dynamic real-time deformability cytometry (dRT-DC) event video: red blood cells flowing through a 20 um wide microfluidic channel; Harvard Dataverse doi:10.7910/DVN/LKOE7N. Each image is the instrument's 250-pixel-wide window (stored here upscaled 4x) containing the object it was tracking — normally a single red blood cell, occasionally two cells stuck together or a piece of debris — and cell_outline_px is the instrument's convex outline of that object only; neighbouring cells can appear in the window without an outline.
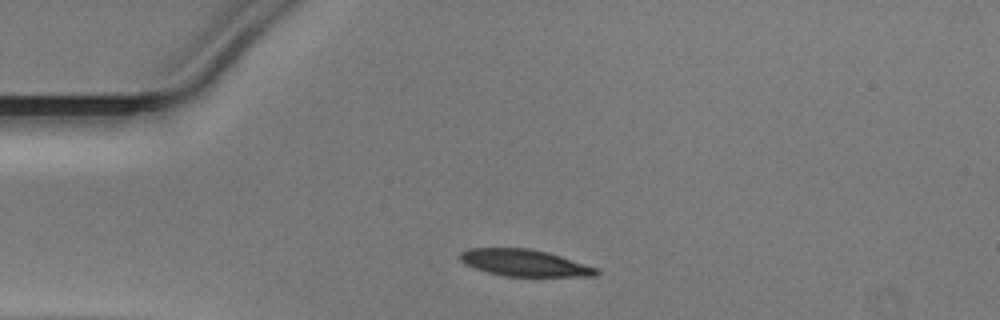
{"species": "Egyptian fruit bat (a non-hibernating species)", "species_latin": "Rousettus aegyptiacus", "temperature_condition": "warm", "stored_images_in_passage": 38, "camera_frame_rate_fps": 3000, "um_per_image_px": 0.085, "animal": {"sex": "male"}, "frame": {"image": 1, "passage_image": 6, "time_ms": 1.667, "image_size_px": [1000, 320], "cell_outline_px": [[600, 272], [596, 276], [504, 276], [488, 272], [464, 264], [460, 260], [460, 252], [468, 248], [528, 248], [548, 252], [596, 268]], "centroid_in_image_um": [44.54, 22.34], "position_along_channel_um": 40.5, "area_um2": 21.04}}
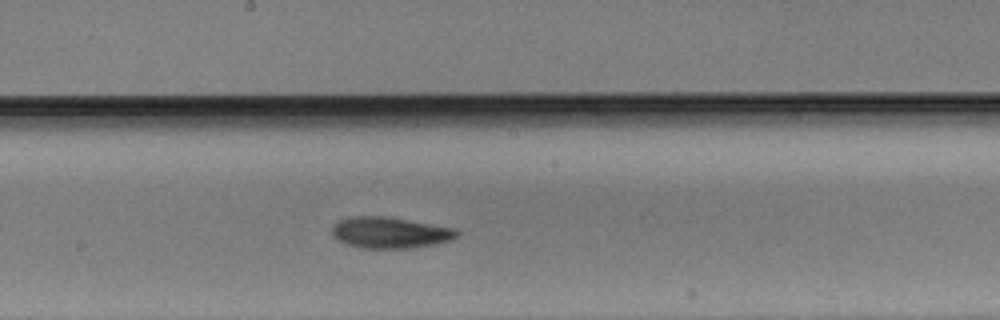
{"frame": {"image": 2, "passage_image": 21, "time_ms": 6.667, "image_size_px": [1000, 320], "cell_outline_px": [[460, 232], [452, 240], [436, 244], [412, 248], [360, 248], [344, 244], [336, 240], [332, 236], [332, 228], [340, 220], [348, 216], [384, 216], [456, 228]], "centroid_in_image_um": [33.13, 19.78], "position_along_channel_um": 215.1, "area_um2": 22.89}}
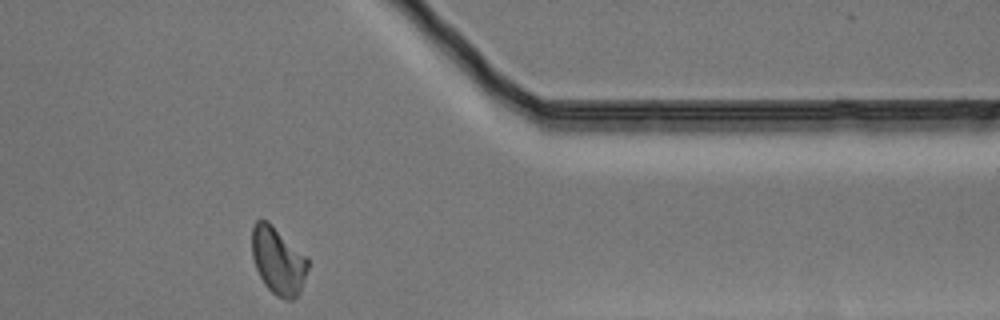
{"frame": {"image": 3, "passage_image": 35, "time_ms": 11.333, "image_size_px": [1000, 320], "cell_outline_px": [[308, 268], [300, 292], [292, 300], [284, 300], [276, 296], [264, 284], [256, 268], [252, 256], [252, 224], [256, 220], [268, 220], [308, 256]], "centroid_in_image_um": [23.65, 22.14], "position_along_channel_um": 387.8, "area_um2": 22.25}}